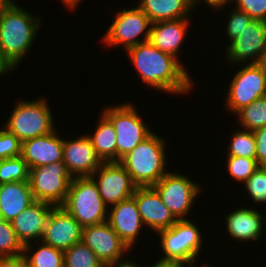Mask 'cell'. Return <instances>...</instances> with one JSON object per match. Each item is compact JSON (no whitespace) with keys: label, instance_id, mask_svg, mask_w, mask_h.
<instances>
[{"label":"cell","instance_id":"1","mask_svg":"<svg viewBox=\"0 0 266 267\" xmlns=\"http://www.w3.org/2000/svg\"><path fill=\"white\" fill-rule=\"evenodd\" d=\"M138 78L153 91L182 97L194 91L196 84L187 70L175 57L156 48L150 41L130 47L125 51ZM184 94V95H183Z\"/></svg>","mask_w":266,"mask_h":267},{"label":"cell","instance_id":"2","mask_svg":"<svg viewBox=\"0 0 266 267\" xmlns=\"http://www.w3.org/2000/svg\"><path fill=\"white\" fill-rule=\"evenodd\" d=\"M28 11L18 2L0 10V47L16 69L25 61L45 22L40 15Z\"/></svg>","mask_w":266,"mask_h":267},{"label":"cell","instance_id":"3","mask_svg":"<svg viewBox=\"0 0 266 267\" xmlns=\"http://www.w3.org/2000/svg\"><path fill=\"white\" fill-rule=\"evenodd\" d=\"M166 143L153 132L119 161L137 187L154 186L170 171Z\"/></svg>","mask_w":266,"mask_h":267},{"label":"cell","instance_id":"4","mask_svg":"<svg viewBox=\"0 0 266 267\" xmlns=\"http://www.w3.org/2000/svg\"><path fill=\"white\" fill-rule=\"evenodd\" d=\"M194 222V223H193ZM197 222L191 219L178 220L170 228L156 232L160 241L161 256L157 258L161 261L180 262L189 267H198L201 250L205 244L202 232ZM204 241V242H203ZM204 243V244H203ZM204 262L200 267H212Z\"/></svg>","mask_w":266,"mask_h":267},{"label":"cell","instance_id":"5","mask_svg":"<svg viewBox=\"0 0 266 267\" xmlns=\"http://www.w3.org/2000/svg\"><path fill=\"white\" fill-rule=\"evenodd\" d=\"M12 108L2 126L21 142L49 134L57 128L49 100L44 96L35 97V100H24L21 97Z\"/></svg>","mask_w":266,"mask_h":267},{"label":"cell","instance_id":"6","mask_svg":"<svg viewBox=\"0 0 266 267\" xmlns=\"http://www.w3.org/2000/svg\"><path fill=\"white\" fill-rule=\"evenodd\" d=\"M101 112L111 121L116 131V162L153 133L133 102L106 105Z\"/></svg>","mask_w":266,"mask_h":267},{"label":"cell","instance_id":"7","mask_svg":"<svg viewBox=\"0 0 266 267\" xmlns=\"http://www.w3.org/2000/svg\"><path fill=\"white\" fill-rule=\"evenodd\" d=\"M61 207L83 228L104 223L108 219V207L104 204L96 182L91 176L72 178L65 202Z\"/></svg>","mask_w":266,"mask_h":267},{"label":"cell","instance_id":"8","mask_svg":"<svg viewBox=\"0 0 266 267\" xmlns=\"http://www.w3.org/2000/svg\"><path fill=\"white\" fill-rule=\"evenodd\" d=\"M114 12L112 23L102 36V42L108 48L121 47L124 51L140 43L149 41L151 21L138 7L123 8ZM120 45V46H119Z\"/></svg>","mask_w":266,"mask_h":267},{"label":"cell","instance_id":"9","mask_svg":"<svg viewBox=\"0 0 266 267\" xmlns=\"http://www.w3.org/2000/svg\"><path fill=\"white\" fill-rule=\"evenodd\" d=\"M239 69L231 75L227 93L224 97V108L234 115L242 107L266 96V72L258 64H240Z\"/></svg>","mask_w":266,"mask_h":267},{"label":"cell","instance_id":"10","mask_svg":"<svg viewBox=\"0 0 266 267\" xmlns=\"http://www.w3.org/2000/svg\"><path fill=\"white\" fill-rule=\"evenodd\" d=\"M197 181L190 179L186 174L170 170L153 187L162 198L163 203L178 219H190L189 214L199 200L202 187ZM186 217V218H185Z\"/></svg>","mask_w":266,"mask_h":267},{"label":"cell","instance_id":"11","mask_svg":"<svg viewBox=\"0 0 266 267\" xmlns=\"http://www.w3.org/2000/svg\"><path fill=\"white\" fill-rule=\"evenodd\" d=\"M72 178L63 162L29 169V185L34 200L54 206L65 202Z\"/></svg>","mask_w":266,"mask_h":267},{"label":"cell","instance_id":"12","mask_svg":"<svg viewBox=\"0 0 266 267\" xmlns=\"http://www.w3.org/2000/svg\"><path fill=\"white\" fill-rule=\"evenodd\" d=\"M225 51V52H224ZM266 51V22L252 20L235 40L225 46L224 59L233 68L241 64H258Z\"/></svg>","mask_w":266,"mask_h":267},{"label":"cell","instance_id":"13","mask_svg":"<svg viewBox=\"0 0 266 267\" xmlns=\"http://www.w3.org/2000/svg\"><path fill=\"white\" fill-rule=\"evenodd\" d=\"M91 177L108 208L132 197L137 187L119 162H103Z\"/></svg>","mask_w":266,"mask_h":267},{"label":"cell","instance_id":"14","mask_svg":"<svg viewBox=\"0 0 266 267\" xmlns=\"http://www.w3.org/2000/svg\"><path fill=\"white\" fill-rule=\"evenodd\" d=\"M82 242L96 254L105 267L123 261L127 259V256L132 255L130 253L132 250L118 236L107 221L84 227L82 231Z\"/></svg>","mask_w":266,"mask_h":267},{"label":"cell","instance_id":"15","mask_svg":"<svg viewBox=\"0 0 266 267\" xmlns=\"http://www.w3.org/2000/svg\"><path fill=\"white\" fill-rule=\"evenodd\" d=\"M259 210L241 205L224 215L227 236L237 243L260 241L266 235V211Z\"/></svg>","mask_w":266,"mask_h":267},{"label":"cell","instance_id":"16","mask_svg":"<svg viewBox=\"0 0 266 267\" xmlns=\"http://www.w3.org/2000/svg\"><path fill=\"white\" fill-rule=\"evenodd\" d=\"M132 197L135 199L141 220L148 232L150 230L153 234L170 228L178 221L153 186L136 187Z\"/></svg>","mask_w":266,"mask_h":267},{"label":"cell","instance_id":"17","mask_svg":"<svg viewBox=\"0 0 266 267\" xmlns=\"http://www.w3.org/2000/svg\"><path fill=\"white\" fill-rule=\"evenodd\" d=\"M65 138L63 163L68 173L73 178L91 176L103 162L96 155L90 138L86 134H79L76 138L69 140Z\"/></svg>","mask_w":266,"mask_h":267},{"label":"cell","instance_id":"18","mask_svg":"<svg viewBox=\"0 0 266 267\" xmlns=\"http://www.w3.org/2000/svg\"><path fill=\"white\" fill-rule=\"evenodd\" d=\"M83 227L63 207L55 206L48 217L41 241L61 251L82 240Z\"/></svg>","mask_w":266,"mask_h":267},{"label":"cell","instance_id":"19","mask_svg":"<svg viewBox=\"0 0 266 267\" xmlns=\"http://www.w3.org/2000/svg\"><path fill=\"white\" fill-rule=\"evenodd\" d=\"M107 222L133 251L145 228L135 199L130 197L109 207Z\"/></svg>","mask_w":266,"mask_h":267},{"label":"cell","instance_id":"20","mask_svg":"<svg viewBox=\"0 0 266 267\" xmlns=\"http://www.w3.org/2000/svg\"><path fill=\"white\" fill-rule=\"evenodd\" d=\"M59 135L56 128L49 134L21 142V157L29 169L63 162L64 137Z\"/></svg>","mask_w":266,"mask_h":267},{"label":"cell","instance_id":"21","mask_svg":"<svg viewBox=\"0 0 266 267\" xmlns=\"http://www.w3.org/2000/svg\"><path fill=\"white\" fill-rule=\"evenodd\" d=\"M191 18L159 21L151 24L149 41L162 52L175 57L184 67L181 51L189 32ZM182 45V46H181Z\"/></svg>","mask_w":266,"mask_h":267},{"label":"cell","instance_id":"22","mask_svg":"<svg viewBox=\"0 0 266 267\" xmlns=\"http://www.w3.org/2000/svg\"><path fill=\"white\" fill-rule=\"evenodd\" d=\"M54 207L43 201H34L11 221L16 236L23 246L41 241L48 217Z\"/></svg>","mask_w":266,"mask_h":267},{"label":"cell","instance_id":"23","mask_svg":"<svg viewBox=\"0 0 266 267\" xmlns=\"http://www.w3.org/2000/svg\"><path fill=\"white\" fill-rule=\"evenodd\" d=\"M34 201L29 181L0 184V219L11 222Z\"/></svg>","mask_w":266,"mask_h":267},{"label":"cell","instance_id":"24","mask_svg":"<svg viewBox=\"0 0 266 267\" xmlns=\"http://www.w3.org/2000/svg\"><path fill=\"white\" fill-rule=\"evenodd\" d=\"M136 5L149 17L151 23L194 15L190 0H138Z\"/></svg>","mask_w":266,"mask_h":267},{"label":"cell","instance_id":"25","mask_svg":"<svg viewBox=\"0 0 266 267\" xmlns=\"http://www.w3.org/2000/svg\"><path fill=\"white\" fill-rule=\"evenodd\" d=\"M94 125V132L86 134L102 162H116V131L111 121L102 113Z\"/></svg>","mask_w":266,"mask_h":267},{"label":"cell","instance_id":"26","mask_svg":"<svg viewBox=\"0 0 266 267\" xmlns=\"http://www.w3.org/2000/svg\"><path fill=\"white\" fill-rule=\"evenodd\" d=\"M23 254L27 267H64V251L42 241L24 245Z\"/></svg>","mask_w":266,"mask_h":267},{"label":"cell","instance_id":"27","mask_svg":"<svg viewBox=\"0 0 266 267\" xmlns=\"http://www.w3.org/2000/svg\"><path fill=\"white\" fill-rule=\"evenodd\" d=\"M234 116L238 120L237 126L249 131L266 126V96L242 107Z\"/></svg>","mask_w":266,"mask_h":267},{"label":"cell","instance_id":"28","mask_svg":"<svg viewBox=\"0 0 266 267\" xmlns=\"http://www.w3.org/2000/svg\"><path fill=\"white\" fill-rule=\"evenodd\" d=\"M226 156L256 159V142L253 131L238 128L231 134Z\"/></svg>","mask_w":266,"mask_h":267},{"label":"cell","instance_id":"29","mask_svg":"<svg viewBox=\"0 0 266 267\" xmlns=\"http://www.w3.org/2000/svg\"><path fill=\"white\" fill-rule=\"evenodd\" d=\"M243 190L245 198L247 199L245 205L252 200L251 206L259 208L258 205L266 207V167H259L244 183ZM256 206V207H255Z\"/></svg>","mask_w":266,"mask_h":267},{"label":"cell","instance_id":"30","mask_svg":"<svg viewBox=\"0 0 266 267\" xmlns=\"http://www.w3.org/2000/svg\"><path fill=\"white\" fill-rule=\"evenodd\" d=\"M64 267H105L82 240L64 251Z\"/></svg>","mask_w":266,"mask_h":267},{"label":"cell","instance_id":"31","mask_svg":"<svg viewBox=\"0 0 266 267\" xmlns=\"http://www.w3.org/2000/svg\"><path fill=\"white\" fill-rule=\"evenodd\" d=\"M29 181V167L21 156L0 160V184Z\"/></svg>","mask_w":266,"mask_h":267},{"label":"cell","instance_id":"32","mask_svg":"<svg viewBox=\"0 0 266 267\" xmlns=\"http://www.w3.org/2000/svg\"><path fill=\"white\" fill-rule=\"evenodd\" d=\"M225 168L228 176L239 185L244 183L258 168L256 159L247 157L227 156Z\"/></svg>","mask_w":266,"mask_h":267},{"label":"cell","instance_id":"33","mask_svg":"<svg viewBox=\"0 0 266 267\" xmlns=\"http://www.w3.org/2000/svg\"><path fill=\"white\" fill-rule=\"evenodd\" d=\"M232 6V7H231ZM231 7V8H228ZM228 9V17H227V21L225 23H227L225 25V33L226 36L228 38H225L228 40L229 44L231 41L235 40V38L238 37L239 33L246 27V25L248 23H250V21H252L253 19L245 12L237 9L236 7L233 8V5H226V6H221L219 8L214 9V13L215 12H222L221 10H225ZM231 9V10H230Z\"/></svg>","mask_w":266,"mask_h":267},{"label":"cell","instance_id":"34","mask_svg":"<svg viewBox=\"0 0 266 267\" xmlns=\"http://www.w3.org/2000/svg\"><path fill=\"white\" fill-rule=\"evenodd\" d=\"M23 249L11 222L0 219V257L20 255Z\"/></svg>","mask_w":266,"mask_h":267},{"label":"cell","instance_id":"35","mask_svg":"<svg viewBox=\"0 0 266 267\" xmlns=\"http://www.w3.org/2000/svg\"><path fill=\"white\" fill-rule=\"evenodd\" d=\"M0 128V160L21 156V141L7 129Z\"/></svg>","mask_w":266,"mask_h":267},{"label":"cell","instance_id":"36","mask_svg":"<svg viewBox=\"0 0 266 267\" xmlns=\"http://www.w3.org/2000/svg\"><path fill=\"white\" fill-rule=\"evenodd\" d=\"M232 5L247 13L253 20L266 22V0H233Z\"/></svg>","mask_w":266,"mask_h":267},{"label":"cell","instance_id":"37","mask_svg":"<svg viewBox=\"0 0 266 267\" xmlns=\"http://www.w3.org/2000/svg\"><path fill=\"white\" fill-rule=\"evenodd\" d=\"M256 142V160L259 167H266V126L253 131Z\"/></svg>","mask_w":266,"mask_h":267},{"label":"cell","instance_id":"38","mask_svg":"<svg viewBox=\"0 0 266 267\" xmlns=\"http://www.w3.org/2000/svg\"><path fill=\"white\" fill-rule=\"evenodd\" d=\"M0 267H27L24 254L0 257Z\"/></svg>","mask_w":266,"mask_h":267},{"label":"cell","instance_id":"39","mask_svg":"<svg viewBox=\"0 0 266 267\" xmlns=\"http://www.w3.org/2000/svg\"><path fill=\"white\" fill-rule=\"evenodd\" d=\"M190 1L194 10L197 9L200 4H202L200 5V7L205 4L207 8H209L210 10L211 9L214 10L221 6L232 4L233 0H190Z\"/></svg>","mask_w":266,"mask_h":267},{"label":"cell","instance_id":"40","mask_svg":"<svg viewBox=\"0 0 266 267\" xmlns=\"http://www.w3.org/2000/svg\"><path fill=\"white\" fill-rule=\"evenodd\" d=\"M17 69L9 62V60L3 55L2 49L0 47V77L8 76L7 74H12Z\"/></svg>","mask_w":266,"mask_h":267},{"label":"cell","instance_id":"41","mask_svg":"<svg viewBox=\"0 0 266 267\" xmlns=\"http://www.w3.org/2000/svg\"><path fill=\"white\" fill-rule=\"evenodd\" d=\"M147 267L149 266L148 264H146ZM146 265H143L146 266ZM189 265L187 264H183L180 262H171V261H161L158 259H154L153 264L150 265L149 267H188Z\"/></svg>","mask_w":266,"mask_h":267},{"label":"cell","instance_id":"42","mask_svg":"<svg viewBox=\"0 0 266 267\" xmlns=\"http://www.w3.org/2000/svg\"><path fill=\"white\" fill-rule=\"evenodd\" d=\"M106 267H143V266H141V264L138 263V261H136L135 259L133 261L132 259L127 257V259H125L123 261L116 262V263L108 265Z\"/></svg>","mask_w":266,"mask_h":267},{"label":"cell","instance_id":"43","mask_svg":"<svg viewBox=\"0 0 266 267\" xmlns=\"http://www.w3.org/2000/svg\"><path fill=\"white\" fill-rule=\"evenodd\" d=\"M83 0H61V2L64 4L66 8L69 10L75 11L76 8L81 5V2Z\"/></svg>","mask_w":266,"mask_h":267},{"label":"cell","instance_id":"44","mask_svg":"<svg viewBox=\"0 0 266 267\" xmlns=\"http://www.w3.org/2000/svg\"><path fill=\"white\" fill-rule=\"evenodd\" d=\"M14 2L15 0H0V10L10 7Z\"/></svg>","mask_w":266,"mask_h":267},{"label":"cell","instance_id":"45","mask_svg":"<svg viewBox=\"0 0 266 267\" xmlns=\"http://www.w3.org/2000/svg\"><path fill=\"white\" fill-rule=\"evenodd\" d=\"M260 64L263 66V68H264V70H265V72H266V51H265V53H264V56H263V58H262Z\"/></svg>","mask_w":266,"mask_h":267}]
</instances>
